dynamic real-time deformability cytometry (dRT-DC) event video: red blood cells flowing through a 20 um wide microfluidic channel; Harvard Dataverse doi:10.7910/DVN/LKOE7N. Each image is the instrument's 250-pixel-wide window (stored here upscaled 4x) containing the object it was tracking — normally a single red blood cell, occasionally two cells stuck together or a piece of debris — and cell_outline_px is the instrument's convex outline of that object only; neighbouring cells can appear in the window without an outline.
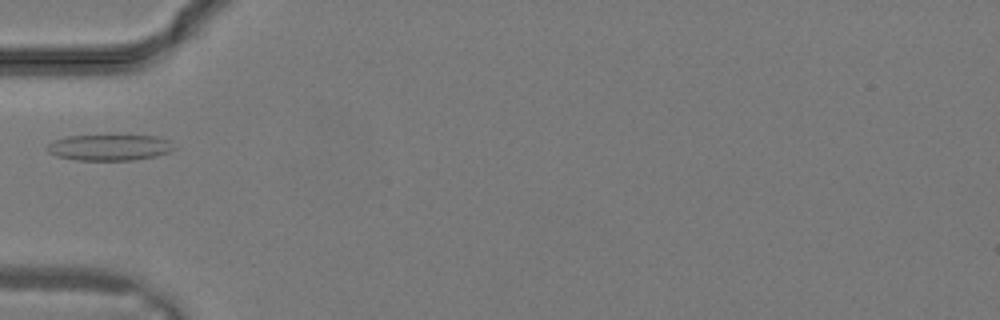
{"species": "common noctule bat (a hibernating species)", "species_latin": "Nyctalus noctula", "temperature_condition": "warm", "stored_images_in_passage": 28, "camera_frame_rate_fps": 3000, "um_per_image_px": 0.085, "animal": {"sex": "male", "body_mass_g": 19.2, "forearm_length_mm": 51.8}, "frame": {"image": 1, "passage_image": 8, "time_ms": 2.333, "image_size_px": [1000, 320], "cell_outline_px": [[176, 148], [168, 152], [156, 156], [132, 160], [76, 160], [56, 156], [48, 152], [48, 144], [52, 140], [68, 136], [112, 132], [156, 136], [168, 140]], "centroid_in_image_um": [9.3, 12.47], "position_along_channel_um": 75.7, "area_um2": 20.35}}
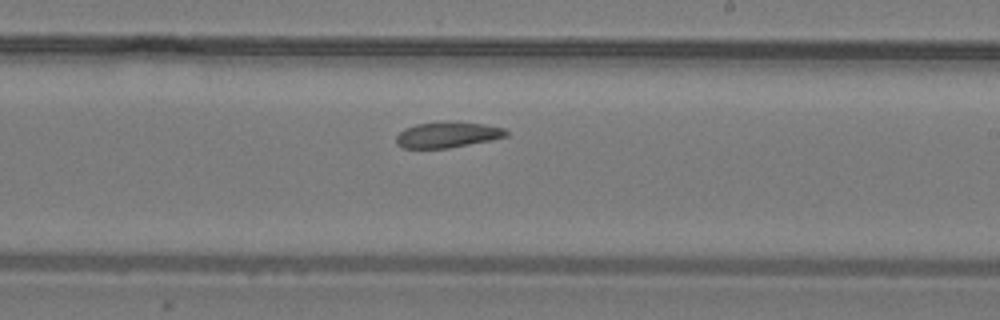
{"frame": {"image": 2, "passage_image": 16, "time_ms": 5.0, "image_size_px": [1000, 320], "cell_outline_px": [[508, 136], [492, 140], [448, 148], [404, 148], [396, 144], [396, 136], [404, 128], [416, 124], [480, 124], [504, 128], [508, 132]], "centroid_in_image_um": [38.02, 11.5], "position_along_channel_um": 251.0, "area_um2": 15.72}}
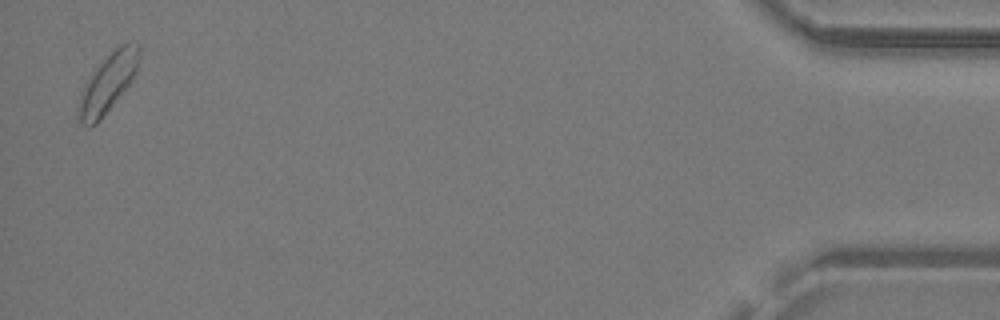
{"frame": {"image": 3, "passage_image": 28, "time_ms": 9.0, "image_size_px": [1000, 320], "cell_outline_px": [[140, 48], [136, 72], [132, 80], [100, 120], [96, 124], [88, 128], [80, 124], [76, 116], [76, 108], [84, 84], [96, 68], [120, 44], [128, 40], [136, 40], [140, 44]], "centroid_in_image_um": [9.15, 7.07], "position_along_channel_um": 426.1, "area_um2": 20.81}}